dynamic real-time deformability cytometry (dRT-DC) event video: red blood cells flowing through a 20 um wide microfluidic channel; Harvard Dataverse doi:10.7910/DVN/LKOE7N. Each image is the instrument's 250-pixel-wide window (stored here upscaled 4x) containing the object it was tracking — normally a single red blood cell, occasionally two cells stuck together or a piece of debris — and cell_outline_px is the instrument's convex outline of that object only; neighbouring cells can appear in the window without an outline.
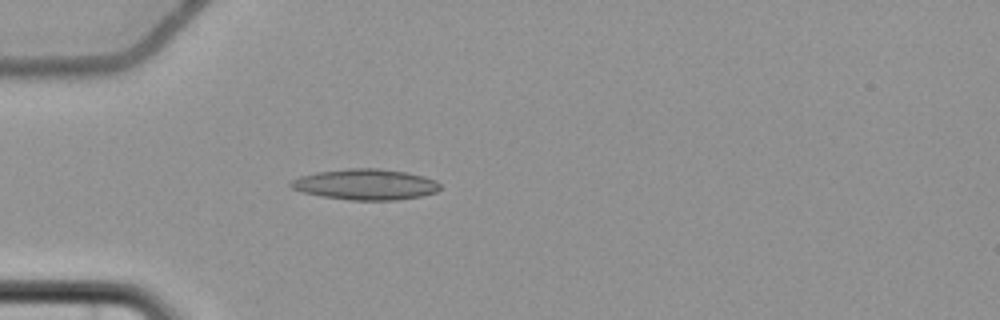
{"species": "common noctule bat (a hibernating species)", "species_latin": "Nyctalus noctula", "temperature_condition": "cold", "stored_images_in_passage": 1, "camera_frame_rate_fps": 3000, "um_per_image_px": 0.085, "animal": {"sex": "female", "body_mass_g": 22.7, "forearm_length_mm": 54.2}, "frame": {"image": 1, "passage_image": 1, "time_ms": 0.0, "image_size_px": [1000, 320], "cell_outline_px": [[440, 188], [436, 192], [420, 196], [396, 200], [352, 200], [324, 196], [304, 192], [292, 188], [288, 184], [292, 180], [300, 176], [316, 172], [348, 168], [380, 168], [408, 172], [424, 176], [436, 180], [440, 184]], "centroid_in_image_um": [31.1, 15.66], "position_along_channel_um": 53.9, "area_um2": 26.76}}